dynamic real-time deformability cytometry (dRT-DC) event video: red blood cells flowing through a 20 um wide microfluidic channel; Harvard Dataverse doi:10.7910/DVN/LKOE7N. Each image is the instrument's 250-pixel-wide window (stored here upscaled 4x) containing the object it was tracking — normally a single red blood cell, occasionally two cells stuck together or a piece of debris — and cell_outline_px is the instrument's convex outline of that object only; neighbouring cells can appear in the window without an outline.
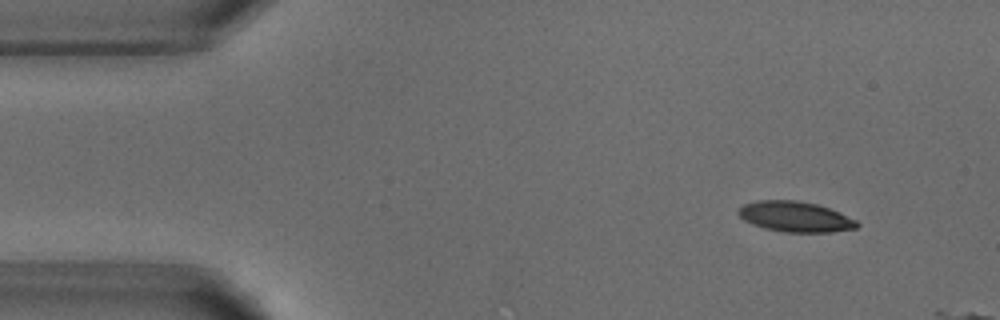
{"species": "common noctule bat (a hibernating species)", "species_latin": "Nyctalus noctula", "temperature_condition": "warm", "stored_images_in_passage": 3, "camera_frame_rate_fps": 3000, "um_per_image_px": 0.085, "animal": {"sex": "male", "body_mass_g": 18.8}, "frame": {"image": 1, "passage_image": 1, "time_ms": 0.0, "image_size_px": [1000, 320], "cell_outline_px": [[860, 224], [856, 228], [832, 232], [784, 232], [764, 228], [752, 224], [744, 220], [736, 212], [744, 204], [756, 200], [796, 200], [816, 204], [828, 208], [856, 220]], "centroid_in_image_um": [67.57, 18.42], "position_along_channel_um": 17.4, "area_um2": 20.92}}